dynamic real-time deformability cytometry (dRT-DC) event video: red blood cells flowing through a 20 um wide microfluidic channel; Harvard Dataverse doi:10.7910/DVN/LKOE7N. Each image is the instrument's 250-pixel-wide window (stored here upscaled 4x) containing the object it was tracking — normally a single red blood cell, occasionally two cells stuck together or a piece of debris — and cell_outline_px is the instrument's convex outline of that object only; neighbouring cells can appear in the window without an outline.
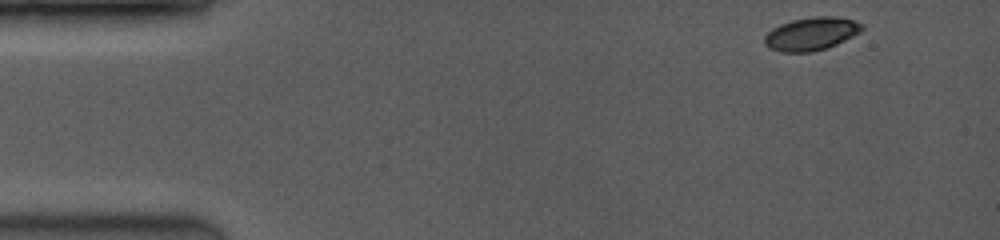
{"species": "common noctule bat (a hibernating species)", "species_latin": "Nyctalus noctula", "temperature_condition": "room temperature", "stored_images_in_passage": 8, "camera_frame_rate_fps": 3500, "um_per_image_px": 0.085, "animal": {"sex": "female", "body_mass_g": 19.0, "forearm_length_mm": 53.3}, "frame": {"image": 1, "passage_image": 1, "time_ms": 0.0, "image_size_px": [1000, 240], "cell_outline_px": [[864, 28], [860, 32], [836, 44], [812, 52], [780, 52], [768, 48], [764, 44], [764, 36], [772, 28], [780, 24], [792, 20], [816, 16], [836, 16], [852, 20], [864, 24]], "centroid_in_image_um": [68.93, 2.87], "position_along_channel_um": 16.1, "area_um2": 18.79}}
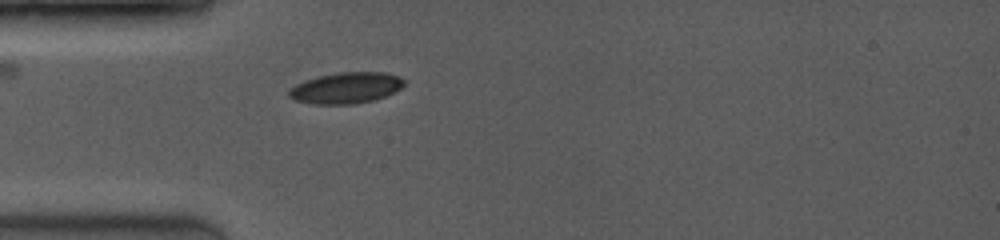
{"frame": {"image": 2, "passage_image": 6, "time_ms": 3.429, "image_size_px": [1000, 240], "cell_outline_px": [[408, 80], [396, 92], [376, 100], [356, 104], [312, 104], [296, 100], [288, 96], [288, 92], [296, 84], [304, 80], [320, 76], [340, 72], [384, 72]], "centroid_in_image_um": [29.45, 7.48], "position_along_channel_um": 55.5, "area_um2": 20.98}}
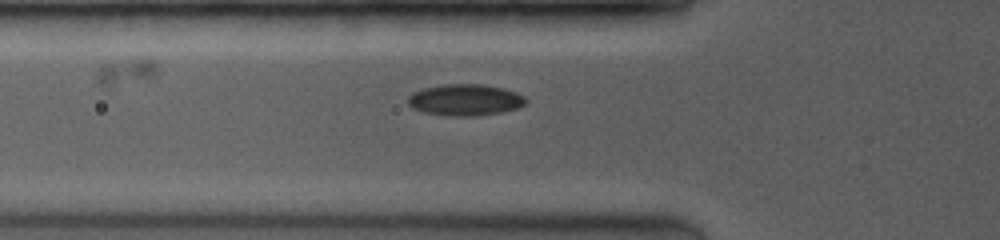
{"frame": {"image": 3, "passage_image": 8, "time_ms": 4.286, "image_size_px": [1000, 240], "cell_outline_px": [[528, 100], [524, 104], [516, 108], [504, 112], [476, 116], [448, 116], [424, 112], [412, 108], [408, 104], [408, 96], [412, 92], [424, 88], [444, 84], [484, 84], [504, 88], [516, 92], [524, 96]], "centroid_in_image_um": [39.54, 8.49], "position_along_channel_um": 86.3, "area_um2": 21.79}}